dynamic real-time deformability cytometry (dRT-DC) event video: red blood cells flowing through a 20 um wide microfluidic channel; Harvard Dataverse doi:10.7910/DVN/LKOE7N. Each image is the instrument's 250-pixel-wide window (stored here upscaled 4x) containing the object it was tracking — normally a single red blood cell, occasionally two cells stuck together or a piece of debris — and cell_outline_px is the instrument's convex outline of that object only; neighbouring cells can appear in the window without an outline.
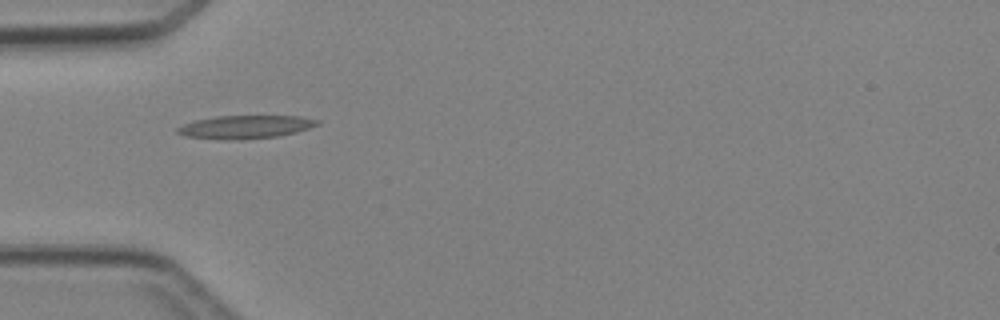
{"species": "Egyptian fruit bat (a non-hibernating species)", "species_latin": "Rousettus aegyptiacus", "temperature_condition": "cold", "stored_images_in_passage": 1, "camera_frame_rate_fps": 3000, "um_per_image_px": 0.085, "animal": {"sex": "female"}, "frame": {"image": 1, "passage_image": 1, "time_ms": 0.0, "image_size_px": [1000, 320], "cell_outline_px": [[320, 124], [296, 132], [276, 136], [240, 140], [228, 140], [184, 136], [176, 132], [176, 128], [184, 124], [196, 120], [216, 116], [300, 116], [320, 120]], "centroid_in_image_um": [20.85, 10.79], "position_along_channel_um": 64.1, "area_um2": 18.84}}